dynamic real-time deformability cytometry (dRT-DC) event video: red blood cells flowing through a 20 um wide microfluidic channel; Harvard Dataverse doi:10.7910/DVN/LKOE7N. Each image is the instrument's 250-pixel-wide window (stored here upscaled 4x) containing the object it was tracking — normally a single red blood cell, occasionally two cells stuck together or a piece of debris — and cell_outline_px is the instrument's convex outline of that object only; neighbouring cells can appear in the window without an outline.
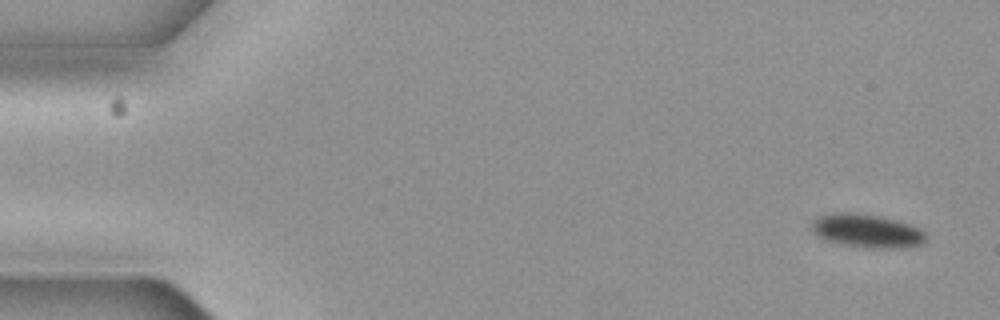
{"species": "common noctule bat (a hibernating species)", "species_latin": "Nyctalus noctula", "temperature_condition": "cold", "stored_images_in_passage": 5, "camera_frame_rate_fps": 3000, "um_per_image_px": 0.085, "animal": {"sex": "female", "body_mass_g": 19.3, "forearm_length_mm": 54.1}, "frame": {"image": 1, "passage_image": 1, "time_ms": 0.0, "image_size_px": [1000, 320], "cell_outline_px": [[924, 240], [920, 244], [892, 248], [880, 248], [848, 244], [828, 240], [820, 236], [812, 228], [812, 220], [816, 216], [828, 212], [860, 212], [884, 216], [908, 224], [924, 232]], "centroid_in_image_um": [73.63, 19.56], "position_along_channel_um": 11.4, "area_um2": 21.79}}
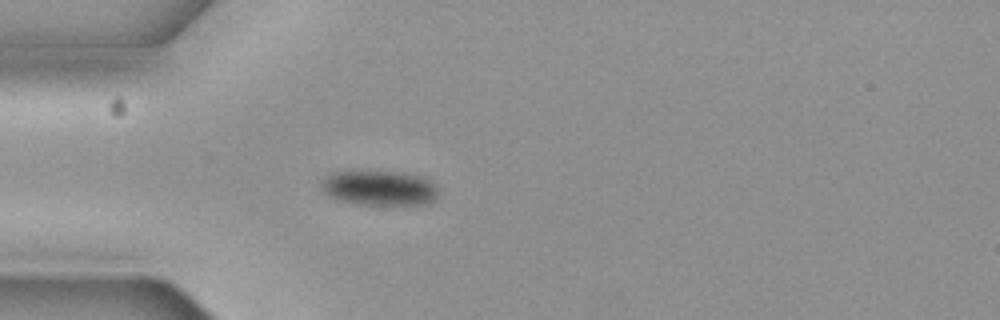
{"frame": {"image": 2, "passage_image": 5, "time_ms": 1.333, "image_size_px": [1000, 320], "cell_outline_px": [[440, 192], [436, 200], [424, 204], [356, 204], [336, 200], [328, 196], [320, 188], [320, 180], [324, 176], [332, 172], [392, 172], [420, 176], [432, 180], [436, 184]], "centroid_in_image_um": [32.23, 15.99], "position_along_channel_um": 52.8, "area_um2": 24.04}}